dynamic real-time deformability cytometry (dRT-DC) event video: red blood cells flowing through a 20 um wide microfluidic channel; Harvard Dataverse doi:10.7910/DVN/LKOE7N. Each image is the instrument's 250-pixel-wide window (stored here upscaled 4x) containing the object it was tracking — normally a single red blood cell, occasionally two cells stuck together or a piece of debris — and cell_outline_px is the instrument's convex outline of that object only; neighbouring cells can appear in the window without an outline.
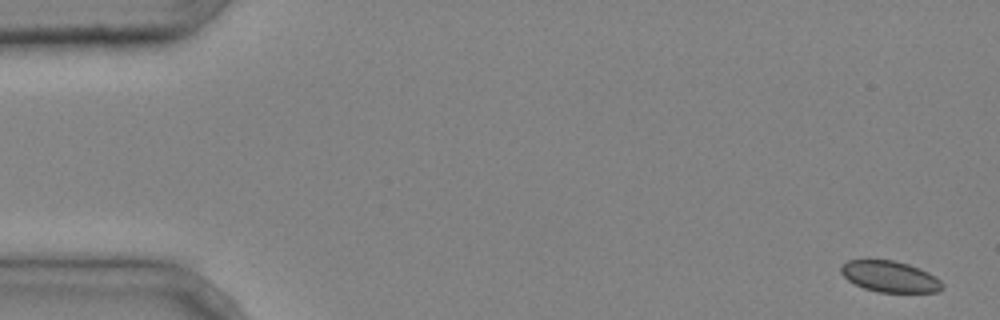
{"species": "common noctule bat (a hibernating species)", "species_latin": "Nyctalus noctula", "temperature_condition": "cold", "stored_images_in_passage": 6, "camera_frame_rate_fps": 3000, "um_per_image_px": 0.085, "animal": {"sex": "male", "body_mass_g": 20.4}, "frame": {"image": 1, "passage_image": 1, "time_ms": 0.0, "image_size_px": [1000, 320], "cell_outline_px": [[944, 288], [940, 292], [876, 292], [864, 288], [848, 280], [840, 272], [840, 268], [848, 260], [892, 260], [908, 264], [920, 268], [928, 272], [940, 280], [944, 284]], "centroid_in_image_um": [75.67, 23.52], "position_along_channel_um": 9.3, "area_um2": 18.38}}
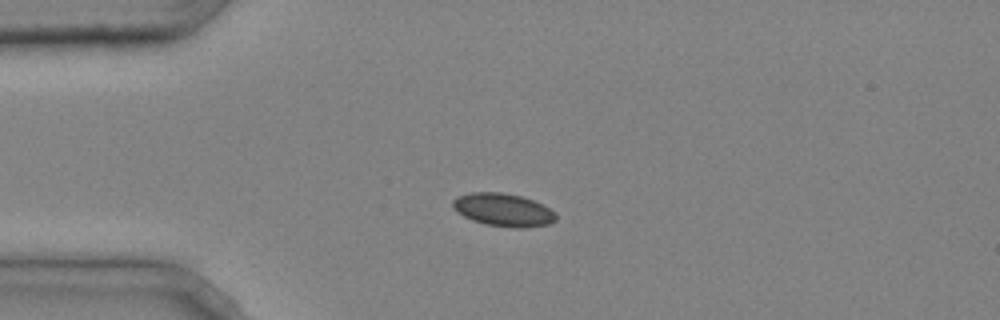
{"frame": {"image": 2, "passage_image": 3, "time_ms": 0.667, "image_size_px": [1000, 320], "cell_outline_px": [[556, 220], [548, 224], [524, 228], [512, 228], [484, 224], [472, 220], [456, 212], [452, 208], [452, 200], [468, 192], [500, 192], [520, 196], [532, 200], [556, 212]], "centroid_in_image_um": [42.74, 17.85], "position_along_channel_um": 42.3, "area_um2": 19.83}}